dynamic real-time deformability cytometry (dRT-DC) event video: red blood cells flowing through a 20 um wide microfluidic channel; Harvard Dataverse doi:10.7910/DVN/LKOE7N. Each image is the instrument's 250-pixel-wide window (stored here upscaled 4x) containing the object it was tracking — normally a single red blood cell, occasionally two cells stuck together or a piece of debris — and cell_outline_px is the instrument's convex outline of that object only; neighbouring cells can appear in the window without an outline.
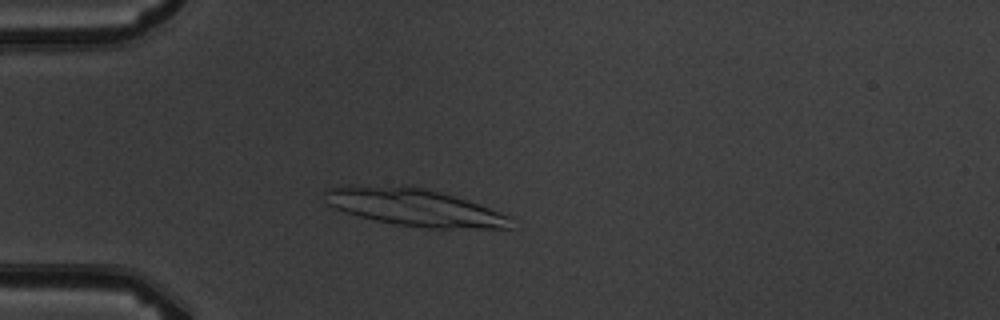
{"species": "common noctule bat (a hibernating species)", "species_latin": "Nyctalus noctula", "temperature_condition": "warm", "stored_images_in_passage": 3, "camera_frame_rate_fps": 3000, "um_per_image_px": 0.085, "animal": {"sex": "male", "body_mass_g": 19.5, "forearm_length_mm": 54.6}, "frame": {"image": 1, "passage_image": 3, "time_ms": 2.0, "image_size_px": [1000, 320], "cell_outline_px": [[512, 228], [424, 228], [396, 224], [376, 220], [360, 216], [336, 208], [328, 204], [324, 192], [324, 188], [348, 184], [424, 188], [440, 192], [500, 212], [508, 216]], "centroid_in_image_um": [35.14, 17.62], "position_along_channel_um": 49.9, "area_um2": 39.65}}